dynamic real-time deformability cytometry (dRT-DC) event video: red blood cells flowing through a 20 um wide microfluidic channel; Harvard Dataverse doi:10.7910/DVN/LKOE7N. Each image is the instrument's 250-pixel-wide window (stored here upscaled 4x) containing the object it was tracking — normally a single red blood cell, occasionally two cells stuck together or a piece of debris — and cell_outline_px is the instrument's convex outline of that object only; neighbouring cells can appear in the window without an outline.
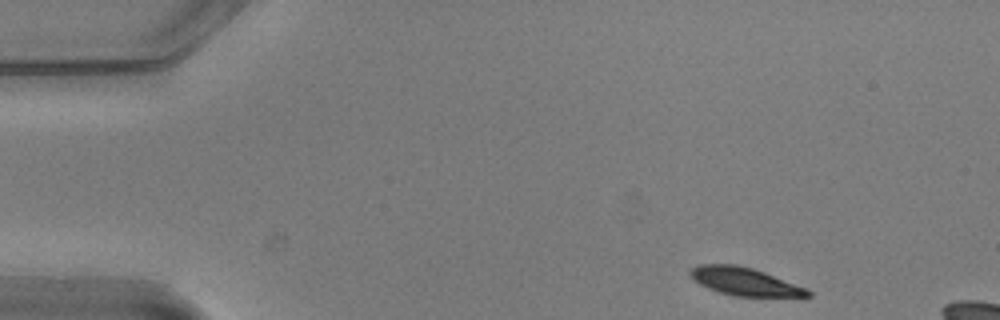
{"species": "common noctule bat (a hibernating species)", "species_latin": "Nyctalus noctula", "temperature_condition": "warm", "stored_images_in_passage": 9, "camera_frame_rate_fps": 3000, "um_per_image_px": 0.085, "animal": {"sex": "male", "body_mass_g": 20.5, "forearm_length_mm": 52.5}, "frame": {"image": 1, "passage_image": 1, "time_ms": 0.0, "image_size_px": [1000, 320], "cell_outline_px": [[812, 296], [732, 296], [708, 288], [700, 284], [688, 272], [696, 264], [736, 264], [752, 268], [764, 272], [808, 288], [812, 292]], "centroid_in_image_um": [63.31, 23.92], "position_along_channel_um": 21.7, "area_um2": 19.02}}